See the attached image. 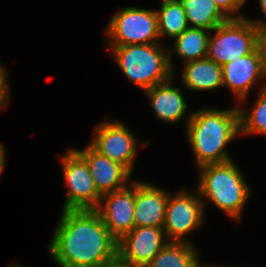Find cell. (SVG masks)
<instances>
[{"label":"cell","mask_w":266,"mask_h":267,"mask_svg":"<svg viewBox=\"0 0 266 267\" xmlns=\"http://www.w3.org/2000/svg\"><path fill=\"white\" fill-rule=\"evenodd\" d=\"M117 242L96 210H63L48 251L59 267H96L117 258Z\"/></svg>","instance_id":"cell-1"},{"label":"cell","mask_w":266,"mask_h":267,"mask_svg":"<svg viewBox=\"0 0 266 267\" xmlns=\"http://www.w3.org/2000/svg\"><path fill=\"white\" fill-rule=\"evenodd\" d=\"M186 133L197 167L232 160L227 145L240 136L238 107L189 112Z\"/></svg>","instance_id":"cell-2"},{"label":"cell","mask_w":266,"mask_h":267,"mask_svg":"<svg viewBox=\"0 0 266 267\" xmlns=\"http://www.w3.org/2000/svg\"><path fill=\"white\" fill-rule=\"evenodd\" d=\"M236 166L233 160H229L199 167L201 174L196 189L204 207L205 201L208 200L227 216L239 222L251 194V187Z\"/></svg>","instance_id":"cell-3"},{"label":"cell","mask_w":266,"mask_h":267,"mask_svg":"<svg viewBox=\"0 0 266 267\" xmlns=\"http://www.w3.org/2000/svg\"><path fill=\"white\" fill-rule=\"evenodd\" d=\"M107 47L119 69L142 90L165 83L175 76L169 63L168 49L160 43Z\"/></svg>","instance_id":"cell-4"},{"label":"cell","mask_w":266,"mask_h":267,"mask_svg":"<svg viewBox=\"0 0 266 267\" xmlns=\"http://www.w3.org/2000/svg\"><path fill=\"white\" fill-rule=\"evenodd\" d=\"M211 32L207 58L220 66L252 53L266 39L246 17L230 18Z\"/></svg>","instance_id":"cell-5"},{"label":"cell","mask_w":266,"mask_h":267,"mask_svg":"<svg viewBox=\"0 0 266 267\" xmlns=\"http://www.w3.org/2000/svg\"><path fill=\"white\" fill-rule=\"evenodd\" d=\"M106 33L108 46L159 43L156 10L124 7L111 17Z\"/></svg>","instance_id":"cell-6"},{"label":"cell","mask_w":266,"mask_h":267,"mask_svg":"<svg viewBox=\"0 0 266 267\" xmlns=\"http://www.w3.org/2000/svg\"><path fill=\"white\" fill-rule=\"evenodd\" d=\"M67 197L63 210H96L102 194L90 174L86 160L71 148L61 158Z\"/></svg>","instance_id":"cell-7"},{"label":"cell","mask_w":266,"mask_h":267,"mask_svg":"<svg viewBox=\"0 0 266 267\" xmlns=\"http://www.w3.org/2000/svg\"><path fill=\"white\" fill-rule=\"evenodd\" d=\"M195 191L182 189L173 196L169 193L163 227L168 241L191 242L186 236L202 226L205 208L198 190Z\"/></svg>","instance_id":"cell-8"},{"label":"cell","mask_w":266,"mask_h":267,"mask_svg":"<svg viewBox=\"0 0 266 267\" xmlns=\"http://www.w3.org/2000/svg\"><path fill=\"white\" fill-rule=\"evenodd\" d=\"M90 145L100 154L125 166L132 174L137 156L134 133L123 123L103 121L94 128Z\"/></svg>","instance_id":"cell-9"},{"label":"cell","mask_w":266,"mask_h":267,"mask_svg":"<svg viewBox=\"0 0 266 267\" xmlns=\"http://www.w3.org/2000/svg\"><path fill=\"white\" fill-rule=\"evenodd\" d=\"M222 77L223 87H230L236 99L245 102L258 80L266 79V39L252 53L224 64Z\"/></svg>","instance_id":"cell-10"},{"label":"cell","mask_w":266,"mask_h":267,"mask_svg":"<svg viewBox=\"0 0 266 267\" xmlns=\"http://www.w3.org/2000/svg\"><path fill=\"white\" fill-rule=\"evenodd\" d=\"M163 228L134 227L117 242V257L128 267H145L167 244Z\"/></svg>","instance_id":"cell-11"},{"label":"cell","mask_w":266,"mask_h":267,"mask_svg":"<svg viewBox=\"0 0 266 267\" xmlns=\"http://www.w3.org/2000/svg\"><path fill=\"white\" fill-rule=\"evenodd\" d=\"M131 182L129 186L103 194L96 209L117 241L135 227V180Z\"/></svg>","instance_id":"cell-12"},{"label":"cell","mask_w":266,"mask_h":267,"mask_svg":"<svg viewBox=\"0 0 266 267\" xmlns=\"http://www.w3.org/2000/svg\"><path fill=\"white\" fill-rule=\"evenodd\" d=\"M87 162L97 190L103 195L129 185L132 173L122 164L97 152L90 144L75 149Z\"/></svg>","instance_id":"cell-13"},{"label":"cell","mask_w":266,"mask_h":267,"mask_svg":"<svg viewBox=\"0 0 266 267\" xmlns=\"http://www.w3.org/2000/svg\"><path fill=\"white\" fill-rule=\"evenodd\" d=\"M169 192L147 182L135 181V227L163 228Z\"/></svg>","instance_id":"cell-14"},{"label":"cell","mask_w":266,"mask_h":267,"mask_svg":"<svg viewBox=\"0 0 266 267\" xmlns=\"http://www.w3.org/2000/svg\"><path fill=\"white\" fill-rule=\"evenodd\" d=\"M172 79L144 90L149 97L155 115L163 122L177 123L187 112V103L180 87L170 86Z\"/></svg>","instance_id":"cell-15"},{"label":"cell","mask_w":266,"mask_h":267,"mask_svg":"<svg viewBox=\"0 0 266 267\" xmlns=\"http://www.w3.org/2000/svg\"><path fill=\"white\" fill-rule=\"evenodd\" d=\"M181 81L194 92L216 90L223 87L222 66L208 58L186 62Z\"/></svg>","instance_id":"cell-16"},{"label":"cell","mask_w":266,"mask_h":267,"mask_svg":"<svg viewBox=\"0 0 266 267\" xmlns=\"http://www.w3.org/2000/svg\"><path fill=\"white\" fill-rule=\"evenodd\" d=\"M208 30L203 28H187L179 36L175 37L173 49H169V63L172 71L174 63H172L173 53L178 54L183 63L207 58L208 41L210 35Z\"/></svg>","instance_id":"cell-17"},{"label":"cell","mask_w":266,"mask_h":267,"mask_svg":"<svg viewBox=\"0 0 266 267\" xmlns=\"http://www.w3.org/2000/svg\"><path fill=\"white\" fill-rule=\"evenodd\" d=\"M192 242L168 241L145 267H207Z\"/></svg>","instance_id":"cell-18"},{"label":"cell","mask_w":266,"mask_h":267,"mask_svg":"<svg viewBox=\"0 0 266 267\" xmlns=\"http://www.w3.org/2000/svg\"><path fill=\"white\" fill-rule=\"evenodd\" d=\"M190 28L212 31L230 18L212 0H179Z\"/></svg>","instance_id":"cell-19"},{"label":"cell","mask_w":266,"mask_h":267,"mask_svg":"<svg viewBox=\"0 0 266 267\" xmlns=\"http://www.w3.org/2000/svg\"><path fill=\"white\" fill-rule=\"evenodd\" d=\"M157 12L158 32L161 37L171 39L189 28L183 5L179 0H162Z\"/></svg>","instance_id":"cell-20"},{"label":"cell","mask_w":266,"mask_h":267,"mask_svg":"<svg viewBox=\"0 0 266 267\" xmlns=\"http://www.w3.org/2000/svg\"><path fill=\"white\" fill-rule=\"evenodd\" d=\"M252 111L238 106L240 136L250 134L266 135V82L262 84Z\"/></svg>","instance_id":"cell-21"},{"label":"cell","mask_w":266,"mask_h":267,"mask_svg":"<svg viewBox=\"0 0 266 267\" xmlns=\"http://www.w3.org/2000/svg\"><path fill=\"white\" fill-rule=\"evenodd\" d=\"M229 18H243L238 15L240 8L243 7L246 0H212ZM237 14V15H236Z\"/></svg>","instance_id":"cell-22"},{"label":"cell","mask_w":266,"mask_h":267,"mask_svg":"<svg viewBox=\"0 0 266 267\" xmlns=\"http://www.w3.org/2000/svg\"><path fill=\"white\" fill-rule=\"evenodd\" d=\"M8 73L3 65L0 63V110L5 109L9 103V84Z\"/></svg>","instance_id":"cell-23"},{"label":"cell","mask_w":266,"mask_h":267,"mask_svg":"<svg viewBox=\"0 0 266 267\" xmlns=\"http://www.w3.org/2000/svg\"><path fill=\"white\" fill-rule=\"evenodd\" d=\"M259 5H260V8H261L265 18H266V0H259ZM248 20L251 23H253L264 36H266V22L264 23V21L261 19H259V20L248 19Z\"/></svg>","instance_id":"cell-24"},{"label":"cell","mask_w":266,"mask_h":267,"mask_svg":"<svg viewBox=\"0 0 266 267\" xmlns=\"http://www.w3.org/2000/svg\"><path fill=\"white\" fill-rule=\"evenodd\" d=\"M6 162V153H5V148L3 147V144L0 143V176L1 173L3 172V169L5 168V163Z\"/></svg>","instance_id":"cell-25"},{"label":"cell","mask_w":266,"mask_h":267,"mask_svg":"<svg viewBox=\"0 0 266 267\" xmlns=\"http://www.w3.org/2000/svg\"><path fill=\"white\" fill-rule=\"evenodd\" d=\"M96 267H128L125 263H123L118 257L113 260L112 262H109L107 264L96 266Z\"/></svg>","instance_id":"cell-26"},{"label":"cell","mask_w":266,"mask_h":267,"mask_svg":"<svg viewBox=\"0 0 266 267\" xmlns=\"http://www.w3.org/2000/svg\"><path fill=\"white\" fill-rule=\"evenodd\" d=\"M12 267H22V265H19V264L17 265V264H16V265H14V266L12 265Z\"/></svg>","instance_id":"cell-27"}]
</instances>
